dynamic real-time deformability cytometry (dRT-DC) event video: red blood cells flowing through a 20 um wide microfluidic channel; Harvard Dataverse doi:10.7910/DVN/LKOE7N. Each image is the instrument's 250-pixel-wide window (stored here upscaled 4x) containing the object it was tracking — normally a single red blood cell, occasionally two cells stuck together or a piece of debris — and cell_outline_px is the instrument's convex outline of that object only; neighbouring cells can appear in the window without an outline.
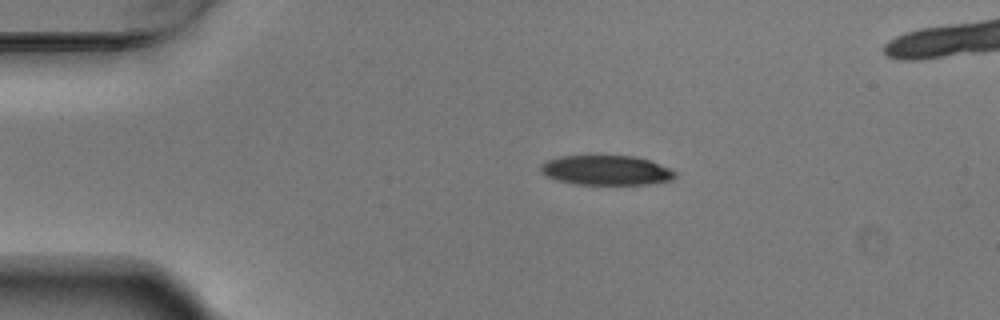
{"species": "Egyptian fruit bat (a non-hibernating species)", "species_latin": "Rousettus aegyptiacus", "temperature_condition": "warm", "stored_images_in_passage": 4, "camera_frame_rate_fps": 3000, "um_per_image_px": 0.085, "animal": {"sex": "male"}, "frame": {"image": 1, "passage_image": 2, "time_ms": 0.333, "image_size_px": [1000, 320], "cell_outline_px": [[676, 176], [672, 180], [648, 184], [576, 184], [556, 180], [548, 176], [540, 168], [540, 164], [548, 160], [560, 156], [636, 156], [648, 160], [668, 168], [676, 172]], "centroid_in_image_um": [51.53, 14.47], "position_along_channel_um": 33.5, "area_um2": 23.0}}